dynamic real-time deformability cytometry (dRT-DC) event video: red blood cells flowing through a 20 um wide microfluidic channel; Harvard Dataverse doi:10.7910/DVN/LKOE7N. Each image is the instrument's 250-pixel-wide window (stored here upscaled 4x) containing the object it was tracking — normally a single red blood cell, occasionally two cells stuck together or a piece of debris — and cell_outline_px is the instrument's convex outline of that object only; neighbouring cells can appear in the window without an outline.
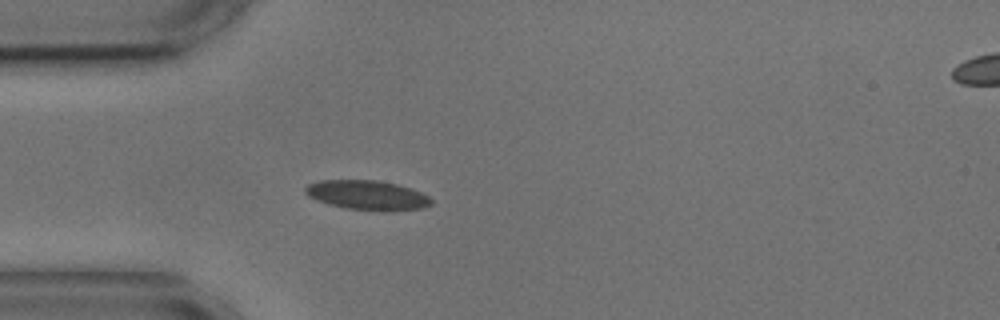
{"species": "common noctule bat (a hibernating species)", "species_latin": "Nyctalus noctula", "temperature_condition": "cold", "stored_images_in_passage": 5, "segment_of_instrument_passage": [1, 2], "camera_frame_rate_fps": 3000, "um_per_image_px": 0.085, "animal": {"sex": "male", "body_mass_g": 17.9, "forearm_length_mm": 54.2}, "frame": {"image": 1, "passage_image": 4, "time_ms": 4.667, "image_size_px": [1000, 320], "cell_outline_px": [[432, 204], [424, 208], [392, 212], [344, 208], [328, 204], [316, 200], [308, 196], [304, 192], [304, 188], [308, 184], [320, 180], [380, 180], [396, 184], [420, 192], [428, 196], [432, 200]], "centroid_in_image_um": [31.22, 16.6], "position_along_channel_um": 53.8, "area_um2": 21.91}}